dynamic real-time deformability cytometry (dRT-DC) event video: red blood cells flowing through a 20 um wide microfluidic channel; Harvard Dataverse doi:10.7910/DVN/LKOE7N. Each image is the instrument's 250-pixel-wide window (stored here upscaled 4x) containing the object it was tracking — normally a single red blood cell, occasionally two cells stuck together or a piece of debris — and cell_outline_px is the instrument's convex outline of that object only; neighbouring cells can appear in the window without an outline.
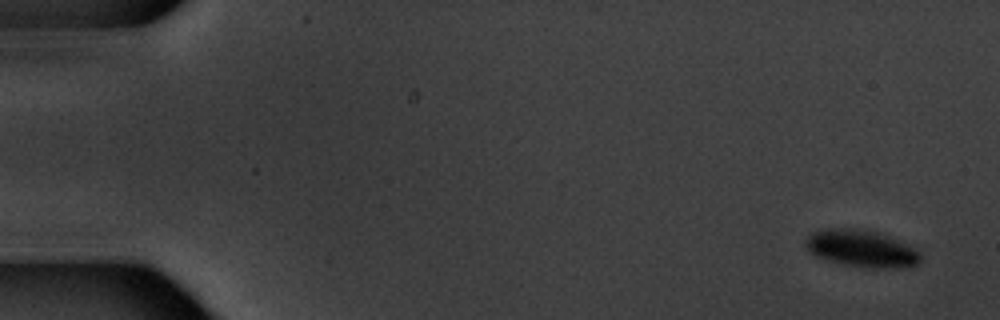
{"species": "common noctule bat (a hibernating species)", "species_latin": "Nyctalus noctula", "temperature_condition": "warm", "stored_images_in_passage": 6, "camera_frame_rate_fps": 3000, "um_per_image_px": 0.085, "animal": {"sex": "male", "body_mass_g": 20.1, "forearm_length_mm": 53.5}, "frame": {"image": 1, "passage_image": 1, "time_ms": 0.0, "image_size_px": [1000, 320], "cell_outline_px": [[920, 260], [916, 264], [904, 268], [868, 268], [844, 264], [816, 256], [808, 248], [804, 240], [812, 232], [828, 228], [864, 228], [880, 232], [892, 236], [920, 252]], "centroid_in_image_um": [73.26, 21.1], "position_along_channel_um": 11.7, "area_um2": 24.91}}
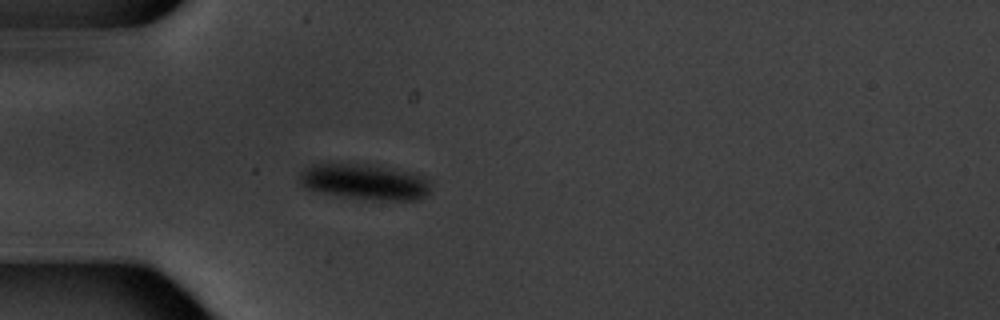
{"frame": {"image": 2, "passage_image": 5, "time_ms": 5.0, "image_size_px": [1000, 320], "cell_outline_px": [[428, 196], [420, 200], [372, 200], [324, 192], [308, 188], [300, 184], [300, 172], [304, 168], [312, 164], [368, 164], [404, 172], [420, 176], [428, 180]], "centroid_in_image_um": [30.99, 15.46], "position_along_channel_um": 54.0, "area_um2": 26.53}}